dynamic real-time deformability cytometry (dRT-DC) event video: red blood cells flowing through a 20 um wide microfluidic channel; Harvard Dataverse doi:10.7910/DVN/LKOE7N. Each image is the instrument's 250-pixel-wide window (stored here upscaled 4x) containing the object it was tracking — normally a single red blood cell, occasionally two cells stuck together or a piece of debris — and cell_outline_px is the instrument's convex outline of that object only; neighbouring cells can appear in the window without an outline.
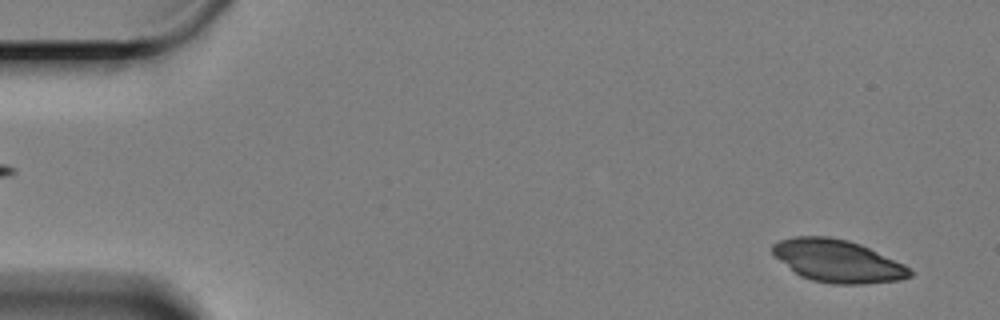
{"species": "Egyptian fruit bat (a non-hibernating species)", "species_latin": "Rousettus aegyptiacus", "temperature_condition": "cold", "stored_images_in_passage": 58, "camera_frame_rate_fps": 3000, "um_per_image_px": 0.085, "animal": {"sex": "female"}, "frame": {"image": 1, "passage_image": 2, "time_ms": 0.333, "image_size_px": [1000, 320], "cell_outline_px": [[912, 276], [900, 280], [860, 284], [832, 284], [812, 280], [800, 276], [780, 260], [772, 252], [772, 244], [780, 240], [796, 236], [828, 236], [848, 240], [860, 244], [904, 264], [912, 272]], "centroid_in_image_um": [71.2, 22.18], "position_along_channel_um": 13.8, "area_um2": 33.76}}